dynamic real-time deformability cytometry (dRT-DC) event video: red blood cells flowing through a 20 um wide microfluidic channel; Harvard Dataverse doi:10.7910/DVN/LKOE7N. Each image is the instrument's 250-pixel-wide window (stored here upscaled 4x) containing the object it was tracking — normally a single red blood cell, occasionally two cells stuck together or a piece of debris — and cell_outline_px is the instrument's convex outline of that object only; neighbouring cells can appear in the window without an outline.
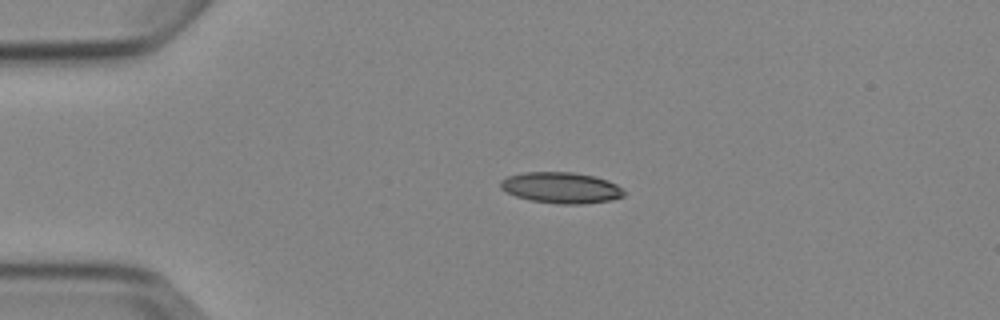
{"species": "Egyptian fruit bat (a non-hibernating species)", "species_latin": "Rousettus aegyptiacus", "temperature_condition": "cold", "stored_images_in_passage": 4, "camera_frame_rate_fps": 3000, "um_per_image_px": 0.085, "animal": {"sex": "female"}, "frame": {"image": 1, "passage_image": 2, "time_ms": 1.333, "image_size_px": [1000, 320], "cell_outline_px": [[624, 196], [612, 200], [584, 204], [560, 204], [528, 200], [504, 192], [500, 188], [500, 180], [508, 176], [524, 172], [572, 172], [596, 176], [608, 180], [624, 188]], "centroid_in_image_um": [47.7, 15.96], "position_along_channel_um": 37.3, "area_um2": 22.66}}